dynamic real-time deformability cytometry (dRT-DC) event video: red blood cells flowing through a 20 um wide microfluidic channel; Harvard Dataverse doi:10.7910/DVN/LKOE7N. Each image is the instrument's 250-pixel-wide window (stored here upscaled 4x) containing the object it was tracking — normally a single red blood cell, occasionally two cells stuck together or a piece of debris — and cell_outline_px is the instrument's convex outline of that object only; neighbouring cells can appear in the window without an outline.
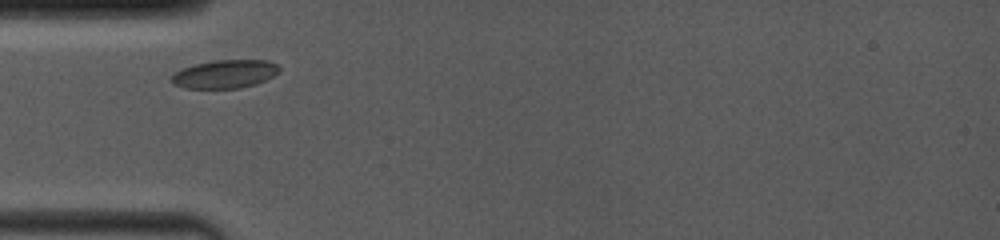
{"species": "common noctule bat (a hibernating species)", "species_latin": "Nyctalus noctula", "temperature_condition": "room temperature", "stored_images_in_passage": 6, "camera_frame_rate_fps": 4000, "um_per_image_px": 0.085, "animal": {"sex": "female", "body_mass_g": 19.0, "forearm_length_mm": 53.3}, "frame": {"image": 1, "passage_image": 1, "time_ms": 0.0, "image_size_px": [1000, 240], "cell_outline_px": [[280, 72], [256, 84], [240, 88], [184, 88], [172, 84], [172, 76], [180, 68], [192, 64], [212, 60], [268, 60], [276, 64], [280, 68]], "centroid_in_image_um": [19.09, 6.28], "position_along_channel_um": 65.9, "area_um2": 17.92}}
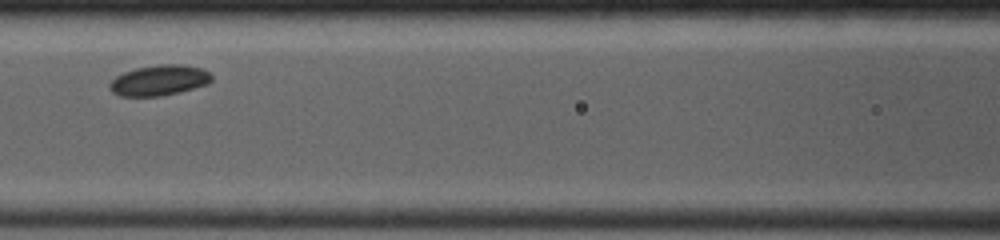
{"frame": {"image": 2, "passage_image": 3, "time_ms": 2.25, "image_size_px": [1000, 240], "cell_outline_px": [[212, 80], [208, 84], [160, 96], [120, 96], [112, 92], [108, 88], [108, 84], [116, 76], [124, 72], [136, 68], [160, 64], [184, 64], [200, 68], [208, 72], [212, 76]], "centroid_in_image_um": [13.5, 6.82], "position_along_channel_um": 153.1, "area_um2": 18.03}}
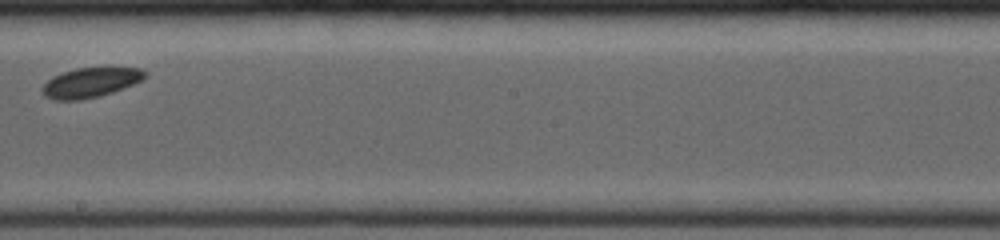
{"frame": {"image": 3, "passage_image": 6, "time_ms": 4.5, "image_size_px": [1000, 240], "cell_outline_px": [[148, 76], [144, 80], [124, 88], [100, 96], [80, 100], [52, 100], [44, 96], [40, 92], [40, 88], [52, 76], [76, 68], [140, 68], [148, 72]], "centroid_in_image_um": [7.69, 7.03], "position_along_channel_um": 240.5, "area_um2": 18.03}}